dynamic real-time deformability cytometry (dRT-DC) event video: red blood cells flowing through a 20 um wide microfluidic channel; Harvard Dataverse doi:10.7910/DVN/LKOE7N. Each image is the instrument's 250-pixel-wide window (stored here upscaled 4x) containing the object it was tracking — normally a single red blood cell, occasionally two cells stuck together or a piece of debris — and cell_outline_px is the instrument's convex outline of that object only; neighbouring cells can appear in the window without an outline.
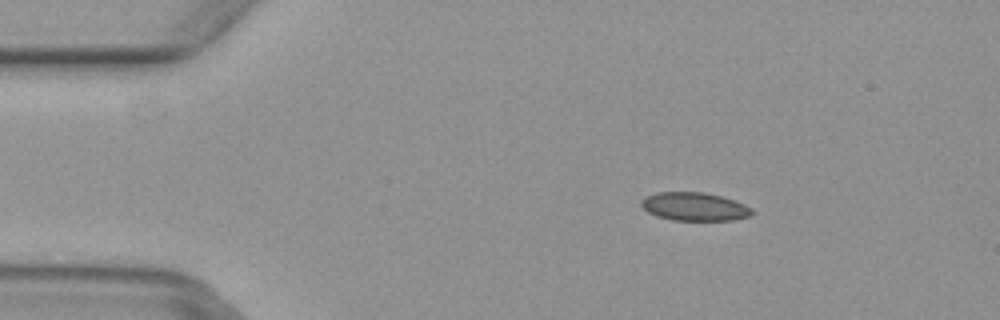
{"species": "common noctule bat (a hibernating species)", "species_latin": "Nyctalus noctula", "temperature_condition": "warm", "stored_images_in_passage": 5, "camera_frame_rate_fps": 3000, "um_per_image_px": 0.085, "animal": {"sex": "female", "body_mass_g": 29.2, "forearm_length_mm": 56.3}, "frame": {"image": 1, "passage_image": 3, "time_ms": 0.667, "image_size_px": [1000, 320], "cell_outline_px": [[756, 212], [752, 216], [732, 220], [672, 220], [656, 216], [640, 208], [640, 200], [644, 196], [656, 192], [704, 192], [720, 196], [744, 204], [752, 208]], "centroid_in_image_um": [59.0, 17.56], "position_along_channel_um": 26.0, "area_um2": 18.55}}